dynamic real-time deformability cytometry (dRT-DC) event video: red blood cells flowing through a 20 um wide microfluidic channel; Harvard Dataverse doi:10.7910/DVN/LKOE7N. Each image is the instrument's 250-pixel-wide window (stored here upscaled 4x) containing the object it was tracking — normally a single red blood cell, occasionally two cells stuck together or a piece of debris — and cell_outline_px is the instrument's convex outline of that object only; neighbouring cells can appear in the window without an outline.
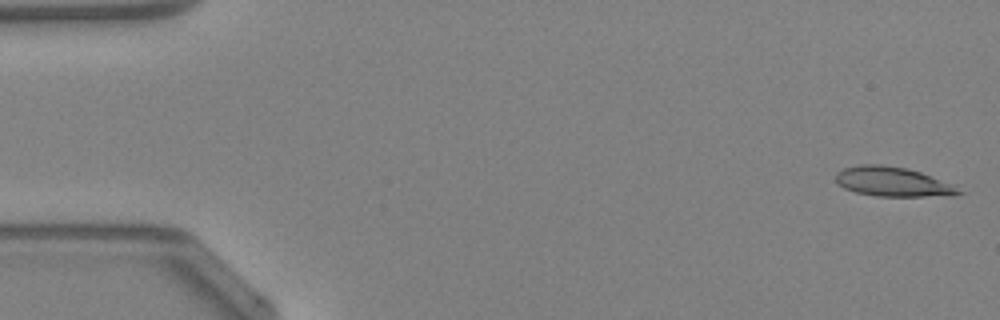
{"species": "Egyptian fruit bat (a non-hibernating species)", "species_latin": "Rousettus aegyptiacus", "temperature_condition": "warm", "stored_images_in_passage": 47, "camera_frame_rate_fps": 3000, "um_per_image_px": 0.085, "animal": {"sex": "female"}, "frame": {"image": 1, "passage_image": 1, "time_ms": 0.0, "image_size_px": [1000, 320], "cell_outline_px": [[964, 192], [924, 196], [876, 196], [856, 192], [844, 188], [836, 184], [836, 172], [844, 168], [860, 164], [880, 164], [908, 168], [920, 172], [948, 184]], "centroid_in_image_um": [75.71, 15.42], "position_along_channel_um": 9.3, "area_um2": 20.52}}
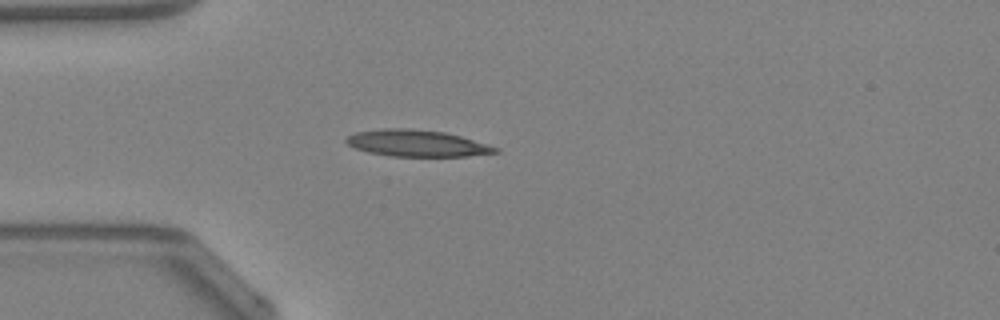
{"frame": {"image": 2, "passage_image": 13, "time_ms": 4.0, "image_size_px": [1000, 320], "cell_outline_px": [[500, 152], [468, 156], [388, 156], [368, 152], [356, 148], [348, 144], [344, 140], [348, 136], [356, 132], [384, 128], [412, 128], [444, 132], [460, 136], [488, 144], [500, 148]], "centroid_in_image_um": [35.45, 12.17], "position_along_channel_um": 49.6, "area_um2": 23.12}}
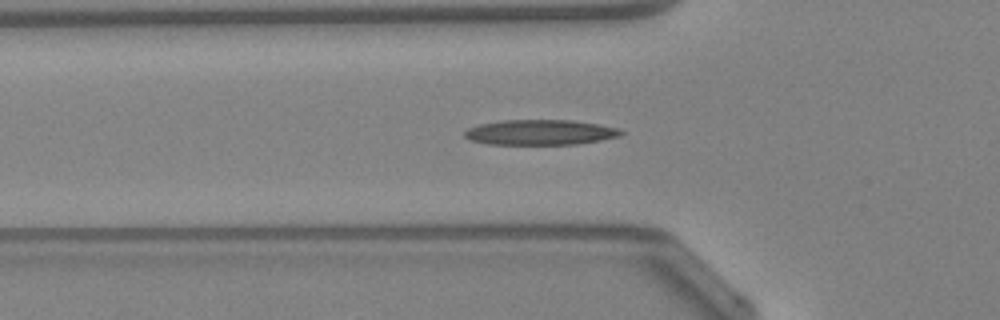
{"frame": {"image": 3, "passage_image": 16, "time_ms": 5.0, "image_size_px": [1000, 320], "cell_outline_px": [[624, 132], [620, 136], [600, 140], [576, 144], [488, 144], [472, 140], [464, 136], [464, 132], [468, 128], [480, 124], [500, 120], [572, 120], [596, 124], [616, 128]], "centroid_in_image_um": [45.89, 11.24], "position_along_channel_um": 79.9, "area_um2": 22.77}}